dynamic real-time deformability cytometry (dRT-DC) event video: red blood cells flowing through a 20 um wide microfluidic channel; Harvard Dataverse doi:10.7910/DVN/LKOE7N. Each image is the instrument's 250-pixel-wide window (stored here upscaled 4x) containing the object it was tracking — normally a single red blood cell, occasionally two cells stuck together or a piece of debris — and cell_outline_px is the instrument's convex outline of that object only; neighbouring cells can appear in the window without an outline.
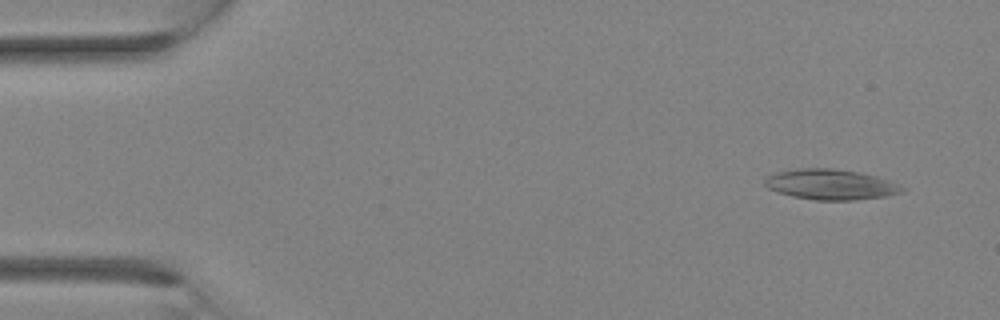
{"species": "Egyptian fruit bat (a non-hibernating species)", "species_latin": "Rousettus aegyptiacus", "temperature_condition": "room temperature", "stored_images_in_passage": 18, "camera_frame_rate_fps": 3000, "um_per_image_px": 0.085, "animal": {"sex": "female"}, "frame": {"image": 1, "passage_image": 2, "time_ms": 0.333, "image_size_px": [1000, 320], "cell_outline_px": [[904, 192], [884, 196], [856, 200], [816, 200], [792, 196], [768, 188], [764, 184], [764, 180], [768, 176], [776, 172], [796, 168], [832, 168], [860, 172], [876, 176], [888, 180], [904, 188]], "centroid_in_image_um": [70.59, 15.67], "position_along_channel_um": 14.4, "area_um2": 24.22}}
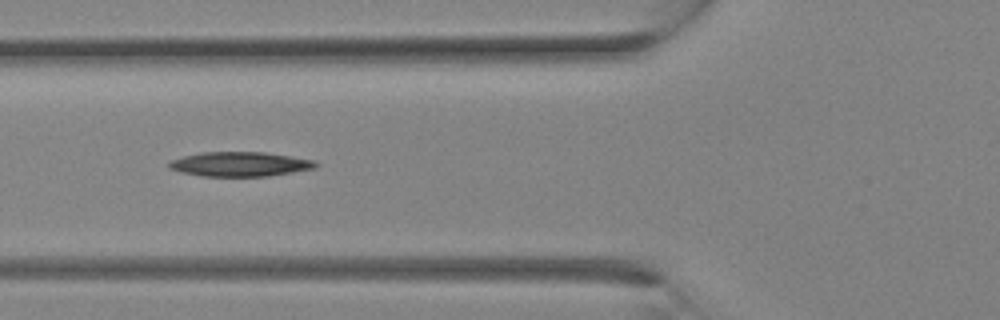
{"frame": {"image": 2, "passage_image": 11, "time_ms": 3.333, "image_size_px": [1000, 320], "cell_outline_px": [[320, 164], [316, 168], [268, 176], [200, 176], [180, 172], [168, 168], [168, 164], [172, 160], [184, 156], [200, 152], [264, 152], [316, 160]], "centroid_in_image_um": [20.41, 13.95], "position_along_channel_um": 105.4, "area_um2": 21.04}}
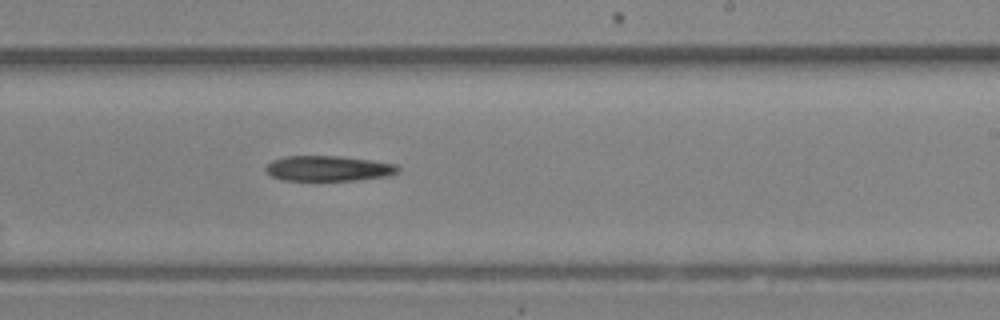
{"frame": {"image": 3, "passage_image": 18, "time_ms": 5.667, "image_size_px": [1000, 320], "cell_outline_px": [[400, 172], [388, 176], [352, 180], [280, 180], [272, 176], [264, 168], [272, 160], [284, 156], [340, 156], [396, 164], [400, 168]], "centroid_in_image_um": [27.91, 14.31], "position_along_channel_um": 261.1, "area_um2": 19.42}}